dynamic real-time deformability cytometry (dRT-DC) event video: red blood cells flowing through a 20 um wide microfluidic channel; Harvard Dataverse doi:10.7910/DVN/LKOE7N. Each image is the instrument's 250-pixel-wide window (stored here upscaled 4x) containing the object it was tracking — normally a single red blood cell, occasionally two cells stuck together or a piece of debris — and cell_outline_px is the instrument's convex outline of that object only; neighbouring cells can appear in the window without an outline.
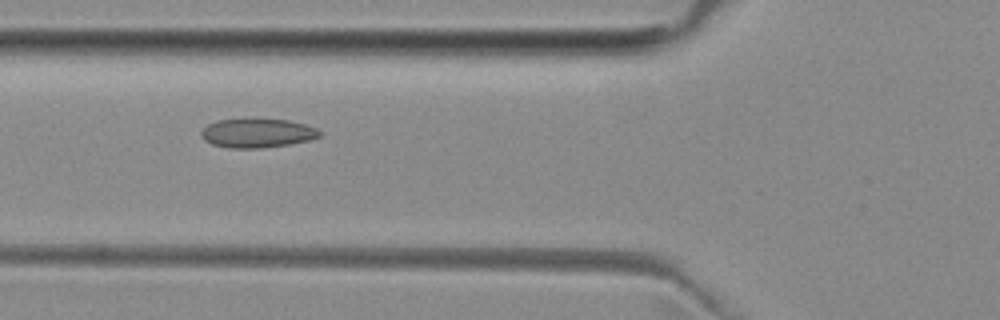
{"species": "common noctule bat (a hibernating species)", "species_latin": "Nyctalus noctula", "temperature_condition": "room temperature", "stored_images_in_passage": 6, "camera_frame_rate_fps": 3000, "um_per_image_px": 0.085, "animal": {"sex": "female", "body_mass_g": 29.2, "forearm_length_mm": 56.3}, "frame": {"image": 1, "passage_image": 2, "time_ms": 1.0, "image_size_px": [1000, 320], "cell_outline_px": [[320, 136], [312, 140], [288, 144], [260, 148], [228, 148], [212, 144], [204, 140], [200, 132], [208, 124], [216, 120], [288, 120], [304, 124], [316, 128], [320, 132]], "centroid_in_image_um": [21.86, 11.33], "position_along_channel_um": 103.9, "area_um2": 19.71}}
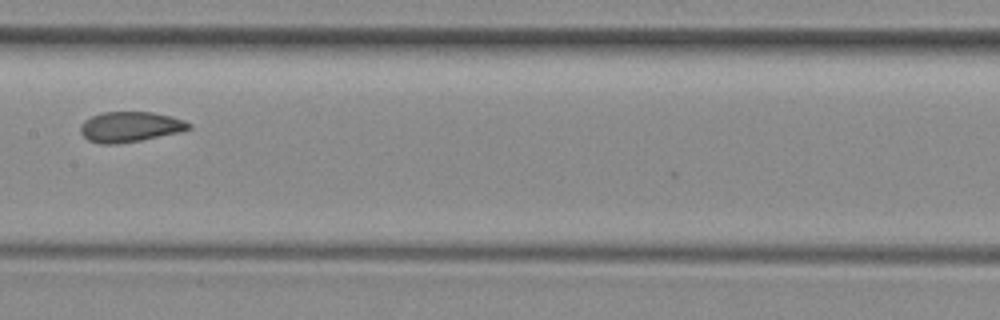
{"frame": {"image": 2, "passage_image": 4, "time_ms": 3.333, "image_size_px": [1000, 320], "cell_outline_px": [[192, 128], [180, 132], [140, 140], [116, 144], [100, 144], [88, 140], [80, 132], [80, 128], [84, 120], [100, 112], [152, 112], [172, 116], [184, 120], [192, 124]], "centroid_in_image_um": [11.07, 10.77], "position_along_channel_um": 196.3, "area_um2": 19.19}}
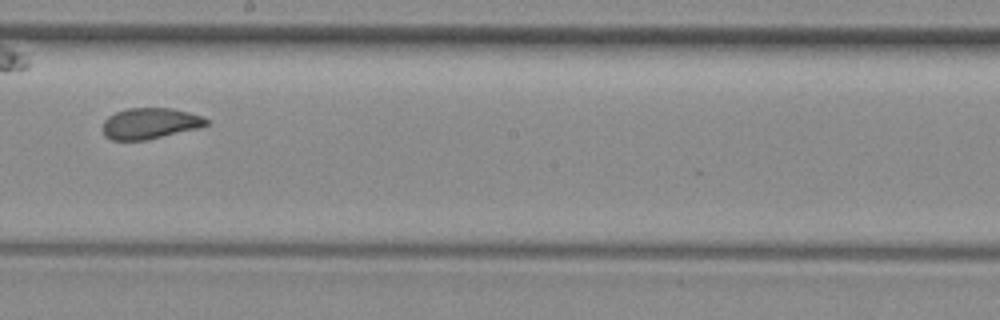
{"frame": {"image": 3, "passage_image": 5, "time_ms": 4.333, "image_size_px": [1000, 320], "cell_outline_px": [[208, 124], [196, 128], [144, 140], [112, 140], [104, 136], [104, 120], [108, 116], [116, 112], [128, 108], [172, 108], [188, 112], [200, 116], [208, 120]], "centroid_in_image_um": [12.71, 10.48], "position_along_channel_um": 235.5, "area_um2": 18.32}}